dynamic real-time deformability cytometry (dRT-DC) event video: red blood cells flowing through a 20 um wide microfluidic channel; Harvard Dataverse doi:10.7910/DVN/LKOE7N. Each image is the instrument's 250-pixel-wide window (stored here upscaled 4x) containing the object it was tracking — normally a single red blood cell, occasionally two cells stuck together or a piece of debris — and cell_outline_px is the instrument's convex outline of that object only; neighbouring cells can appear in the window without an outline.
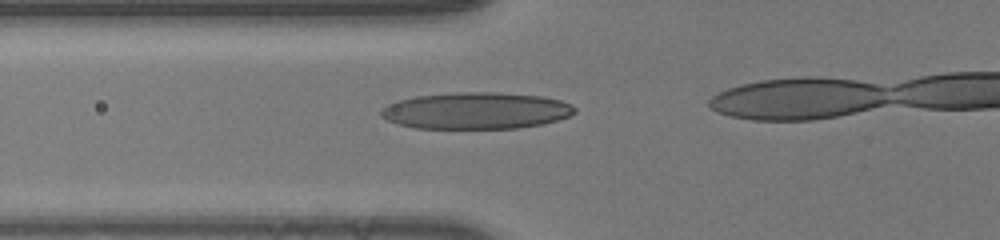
{"species": "human", "species_latin": "Homo sapiens", "temperature_condition": "room temperature", "stored_images_in_passage": 20, "camera_frame_rate_fps": 3000, "um_per_image_px": 0.085, "donor": {"sex": "male"}, "frame": {"image": 1, "passage_image": 13, "time_ms": 4.0, "image_size_px": [1000, 240], "cell_outline_px": [[576, 112], [568, 116], [556, 120], [540, 124], [516, 128], [416, 128], [396, 124], [380, 116], [380, 108], [388, 104], [400, 100], [416, 96], [456, 92], [496, 92], [540, 96], [560, 100], [572, 104], [576, 108]], "centroid_in_image_um": [40.44, 9.4], "position_along_channel_um": 85.4, "area_um2": 41.33}}
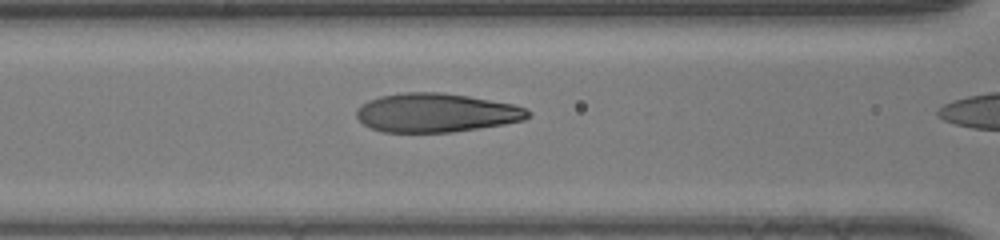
{"frame": {"image": 2, "passage_image": 16, "time_ms": 5.0, "image_size_px": [1000, 240], "cell_outline_px": [[532, 116], [524, 120], [504, 124], [452, 132], [384, 132], [372, 128], [364, 124], [356, 116], [356, 108], [360, 104], [368, 100], [380, 96], [404, 92], [440, 92], [468, 96], [512, 104], [524, 108]], "centroid_in_image_um": [37.04, 9.58], "position_along_channel_um": 129.6, "area_um2": 38.73}}
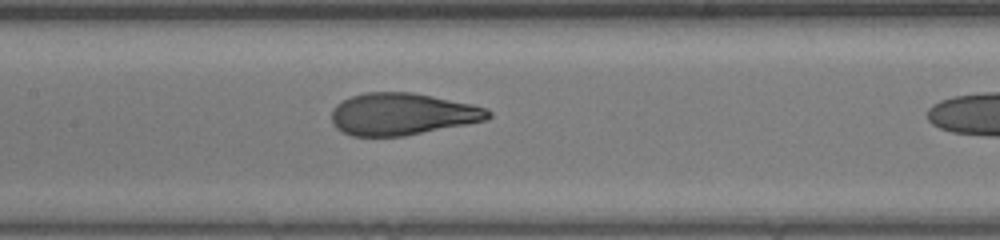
{"frame": {"image": 3, "passage_image": 19, "time_ms": 6.0, "image_size_px": [1000, 240], "cell_outline_px": [[492, 116], [488, 120], [404, 136], [352, 136], [336, 128], [332, 124], [332, 108], [336, 104], [352, 96], [364, 92], [412, 92], [472, 104], [488, 108], [492, 112]], "centroid_in_image_um": [34.21, 9.69], "position_along_channel_um": 173.2, "area_um2": 38.49}}